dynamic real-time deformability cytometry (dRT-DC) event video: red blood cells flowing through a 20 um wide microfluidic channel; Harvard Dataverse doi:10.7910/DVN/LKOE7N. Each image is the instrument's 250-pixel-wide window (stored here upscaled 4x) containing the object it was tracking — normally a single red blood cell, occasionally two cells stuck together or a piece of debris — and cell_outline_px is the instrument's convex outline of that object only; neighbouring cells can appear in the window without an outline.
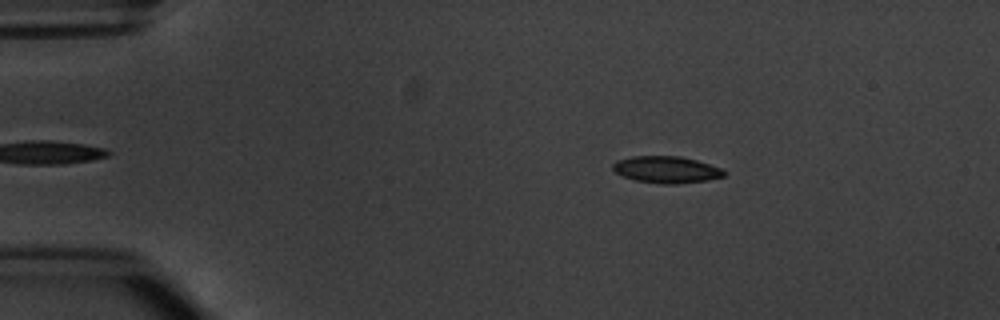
{"species": "common noctule bat (a hibernating species)", "species_latin": "Nyctalus noctula", "temperature_condition": "warm", "stored_images_in_passage": 3, "camera_frame_rate_fps": 3000, "um_per_image_px": 0.085, "animal": {"sex": "male", "body_mass_g": 20.1, "forearm_length_mm": 53.5}, "frame": {"image": 1, "passage_image": 1, "time_ms": 0.0, "image_size_px": [1000, 320], "cell_outline_px": [[728, 172], [724, 176], [708, 180], [676, 184], [660, 184], [636, 180], [624, 176], [616, 172], [612, 168], [612, 164], [616, 160], [632, 156], [680, 156], [696, 160], [720, 168]], "centroid_in_image_um": [56.64, 14.41], "position_along_channel_um": 28.4, "area_um2": 17.34}}
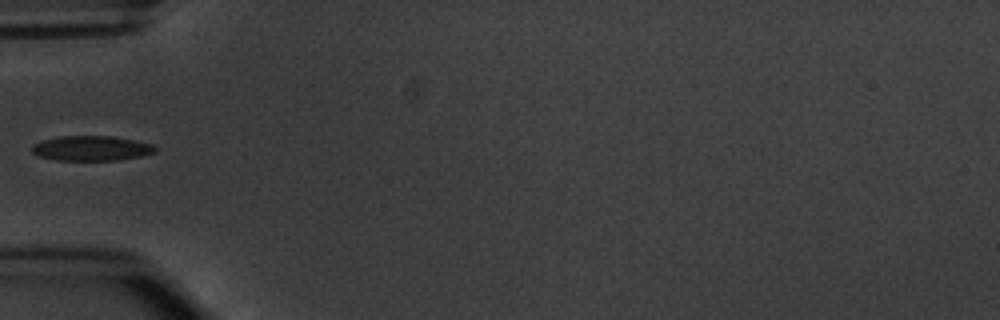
{"frame": {"image": 2, "passage_image": 3, "time_ms": 3.0, "image_size_px": [1000, 320], "cell_outline_px": [[156, 152], [140, 156], [116, 160], [56, 160], [40, 156], [32, 152], [32, 144], [44, 140], [60, 136], [112, 136], [136, 140], [152, 144], [156, 148]], "centroid_in_image_um": [7.78, 12.6], "position_along_channel_um": 77.2, "area_um2": 17.8}}